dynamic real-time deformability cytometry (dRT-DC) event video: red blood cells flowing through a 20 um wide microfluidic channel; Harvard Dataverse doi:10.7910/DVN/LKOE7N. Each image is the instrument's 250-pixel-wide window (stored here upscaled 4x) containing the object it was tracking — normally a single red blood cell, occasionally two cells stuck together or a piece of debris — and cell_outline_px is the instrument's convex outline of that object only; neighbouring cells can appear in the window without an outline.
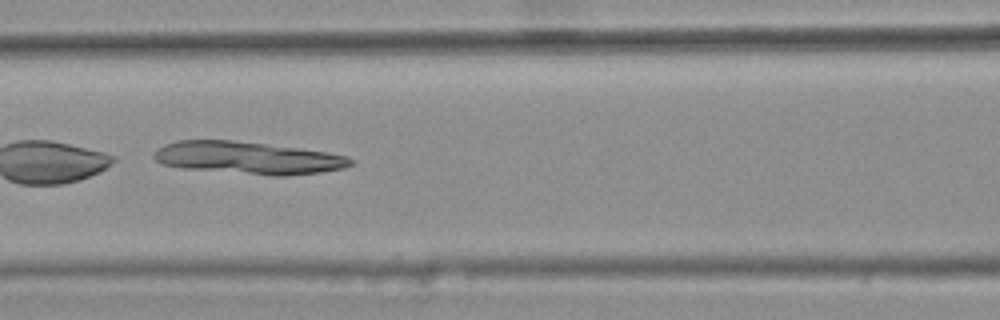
{"species": "common noctule bat (a hibernating species)", "species_latin": "Nyctalus noctula", "temperature_condition": "warm", "stored_images_in_passage": 45, "camera_frame_rate_fps": 3000, "um_per_image_px": 0.085, "animal": {"sex": "female", "body_mass_g": 25.1}, "frame": {"image": 1, "passage_image": 23, "time_ms": 7.333, "image_size_px": [1000, 320], "cell_outline_px": [[356, 160], [352, 164], [344, 168], [320, 172], [288, 176], [272, 176], [180, 168], [164, 164], [156, 160], [152, 156], [152, 152], [156, 148], [164, 144], [176, 140], [232, 140], [296, 148], [324, 152], [348, 156]], "centroid_in_image_um": [21.03, 13.43], "position_along_channel_um": 145.6, "area_um2": 37.28}}
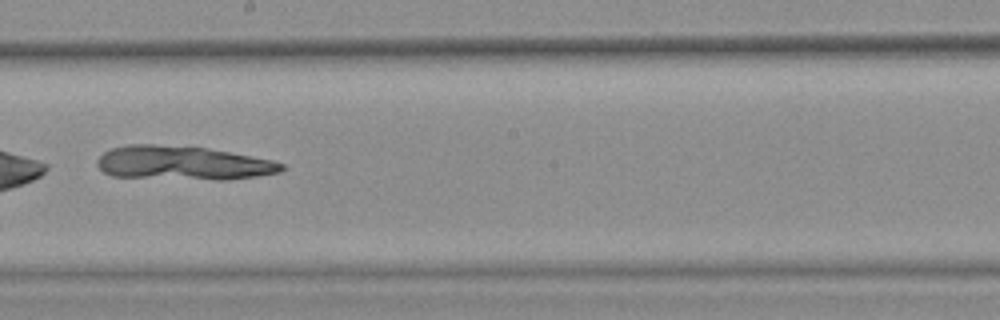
{"frame": {"image": 2, "passage_image": 30, "time_ms": 9.667, "image_size_px": [1000, 320], "cell_outline_px": [[284, 168], [280, 172], [256, 176], [228, 180], [216, 180], [112, 176], [104, 172], [96, 164], [96, 160], [104, 152], [112, 148], [128, 144], [156, 144], [208, 148], [272, 160], [284, 164]], "centroid_in_image_um": [15.53, 13.86], "position_along_channel_um": 232.7, "area_um2": 36.41}}
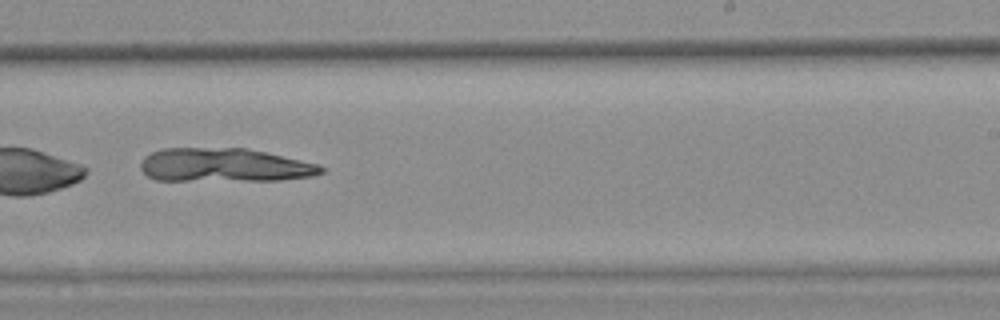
{"frame": {"image": 3, "passage_image": 33, "time_ms": 10.667, "image_size_px": [1000, 320], "cell_outline_px": [[324, 172], [312, 176], [280, 180], [156, 180], [148, 176], [140, 168], [140, 164], [144, 156], [152, 152], [164, 148], [248, 148], [320, 164], [324, 168]], "centroid_in_image_um": [19.08, 14.03], "position_along_channel_um": 269.9, "area_um2": 35.43}}